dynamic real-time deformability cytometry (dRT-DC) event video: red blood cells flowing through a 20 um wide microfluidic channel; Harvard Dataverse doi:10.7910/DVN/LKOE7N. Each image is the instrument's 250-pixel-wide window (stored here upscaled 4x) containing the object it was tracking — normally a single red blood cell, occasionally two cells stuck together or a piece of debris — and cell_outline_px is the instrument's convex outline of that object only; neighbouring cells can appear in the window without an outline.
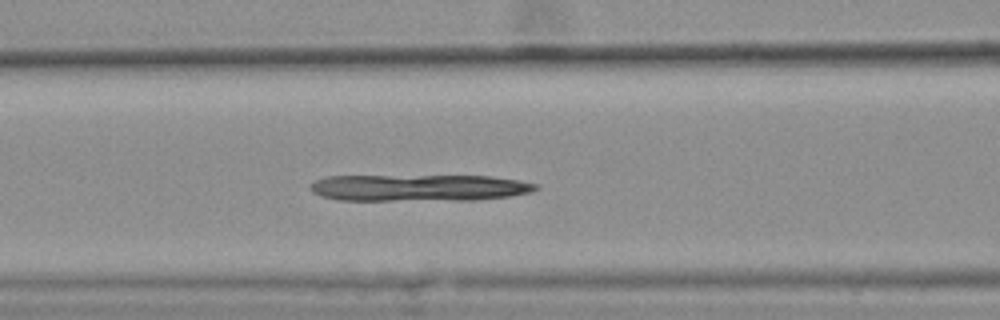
{"species": "common noctule bat (a hibernating species)", "species_latin": "Nyctalus noctula", "temperature_condition": "warm", "stored_images_in_passage": 33, "camera_frame_rate_fps": 3000, "um_per_image_px": 0.085, "animal": {"sex": "female", "body_mass_g": 25.1}, "frame": {"image": 1, "passage_image": 12, "time_ms": 3.667, "image_size_px": [1000, 320], "cell_outline_px": [[540, 188], [532, 192], [508, 196], [480, 200], [340, 200], [324, 196], [312, 192], [308, 188], [312, 180], [328, 176], [492, 176], [520, 180], [540, 184]], "centroid_in_image_um": [35.65, 15.96], "position_along_channel_um": 131.0, "area_um2": 35.43}}